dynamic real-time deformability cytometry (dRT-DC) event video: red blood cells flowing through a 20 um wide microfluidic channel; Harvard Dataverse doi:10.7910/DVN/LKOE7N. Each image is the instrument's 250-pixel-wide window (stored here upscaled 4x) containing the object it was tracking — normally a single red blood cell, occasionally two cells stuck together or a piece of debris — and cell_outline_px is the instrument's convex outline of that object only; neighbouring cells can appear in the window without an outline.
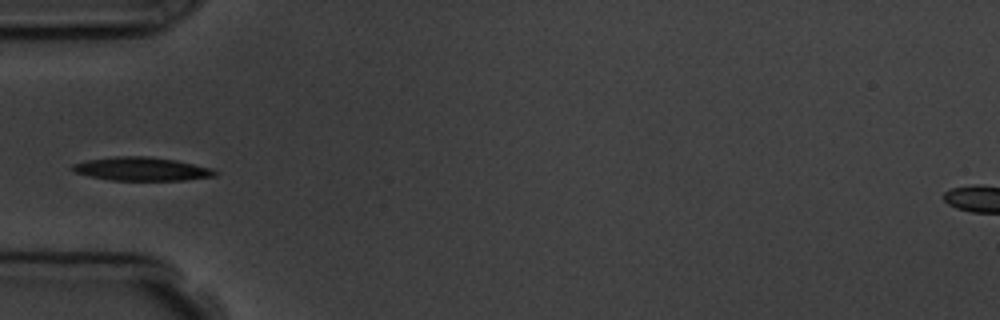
{"species": "common noctule bat (a hibernating species)", "species_latin": "Nyctalus noctula", "temperature_condition": "room temperature", "stored_images_in_passage": 7, "camera_frame_rate_fps": 3000, "um_per_image_px": 0.085, "animal": {"sex": "male", "body_mass_g": 19.5, "forearm_length_mm": 54.6}, "frame": {"image": 1, "passage_image": 5, "time_ms": 5.667, "image_size_px": [1000, 320], "cell_outline_px": [[216, 176], [184, 180], [108, 180], [88, 176], [76, 172], [72, 168], [72, 164], [88, 160], [112, 156], [148, 156], [176, 160], [212, 168], [216, 172]], "centroid_in_image_um": [12.03, 14.36], "position_along_channel_um": 73.0, "area_um2": 19.48}}